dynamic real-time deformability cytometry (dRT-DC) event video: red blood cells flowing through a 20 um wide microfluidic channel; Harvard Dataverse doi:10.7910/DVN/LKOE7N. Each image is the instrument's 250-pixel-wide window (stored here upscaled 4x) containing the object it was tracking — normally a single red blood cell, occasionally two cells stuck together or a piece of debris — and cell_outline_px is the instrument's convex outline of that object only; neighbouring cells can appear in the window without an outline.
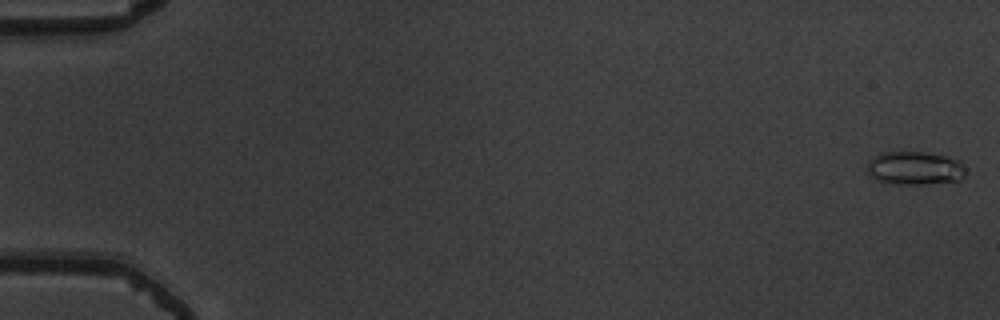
{"species": "common noctule bat (a hibernating species)", "species_latin": "Nyctalus noctula", "temperature_condition": "warm", "stored_images_in_passage": 51, "camera_frame_rate_fps": 3000, "um_per_image_px": 0.085, "animal": {"sex": "male", "body_mass_g": 19.5, "forearm_length_mm": 54.6}, "frame": {"image": 1, "passage_image": 1, "time_ms": 0.0, "image_size_px": [1000, 320], "cell_outline_px": [[964, 176], [960, 180], [924, 184], [896, 184], [876, 180], [868, 172], [868, 160], [872, 156], [880, 152], [924, 152], [948, 156], [956, 160], [964, 168]], "centroid_in_image_um": [77.71, 14.28], "position_along_channel_um": 7.3, "area_um2": 19.07}}
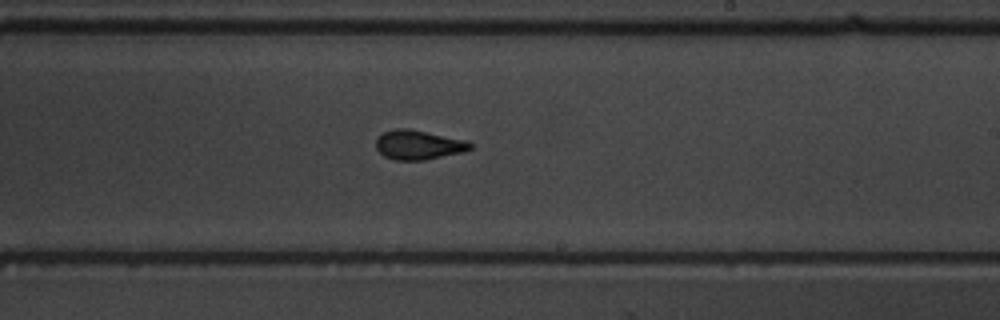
{"frame": {"image": 2, "passage_image": 34, "time_ms": 11.0, "image_size_px": [1000, 320], "cell_outline_px": [[472, 148], [464, 152], [424, 160], [396, 160], [384, 156], [376, 148], [376, 140], [384, 132], [392, 128], [408, 128], [464, 140], [472, 144]], "centroid_in_image_um": [35.55, 12.31], "position_along_channel_um": 253.4, "area_um2": 16.01}}
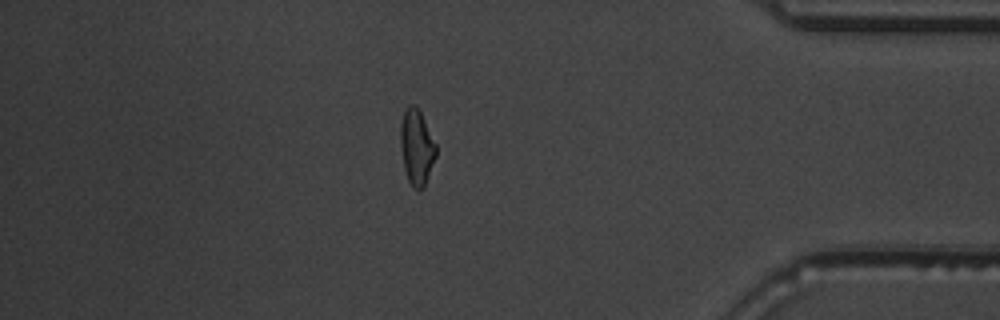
{"frame": {"image": 3, "passage_image": 48, "time_ms": 15.667, "image_size_px": [1000, 320], "cell_outline_px": [[436, 156], [424, 188], [412, 188], [408, 180], [404, 168], [400, 144], [400, 124], [404, 112], [408, 104], [416, 104], [436, 144]], "centroid_in_image_um": [35.4, 12.5], "position_along_channel_um": 399.8, "area_um2": 15.61}}